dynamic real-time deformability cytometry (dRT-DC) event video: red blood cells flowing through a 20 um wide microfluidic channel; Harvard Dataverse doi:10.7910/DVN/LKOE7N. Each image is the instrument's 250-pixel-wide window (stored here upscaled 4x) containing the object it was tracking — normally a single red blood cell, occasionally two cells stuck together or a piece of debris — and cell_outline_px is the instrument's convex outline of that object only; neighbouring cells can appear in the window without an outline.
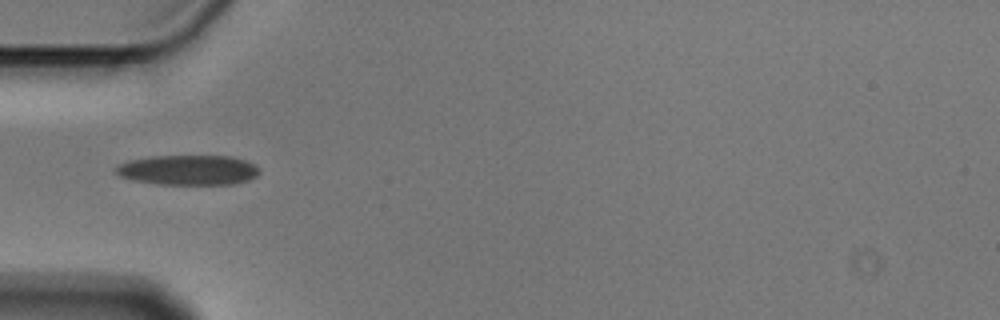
{"species": "Egyptian fruit bat (a non-hibernating species)", "species_latin": "Rousettus aegyptiacus", "temperature_condition": "cold", "stored_images_in_passage": 6, "camera_frame_rate_fps": 3000, "um_per_image_px": 0.085, "animal": {"sex": "male"}, "frame": {"image": 1, "passage_image": 4, "time_ms": 1.0, "image_size_px": [1000, 320], "cell_outline_px": [[260, 172], [256, 176], [248, 180], [236, 184], [156, 184], [132, 180], [120, 176], [112, 168], [116, 164], [128, 160], [152, 156], [228, 156], [244, 160], [260, 168]], "centroid_in_image_um": [15.94, 14.45], "position_along_channel_um": 69.1, "area_um2": 25.26}}
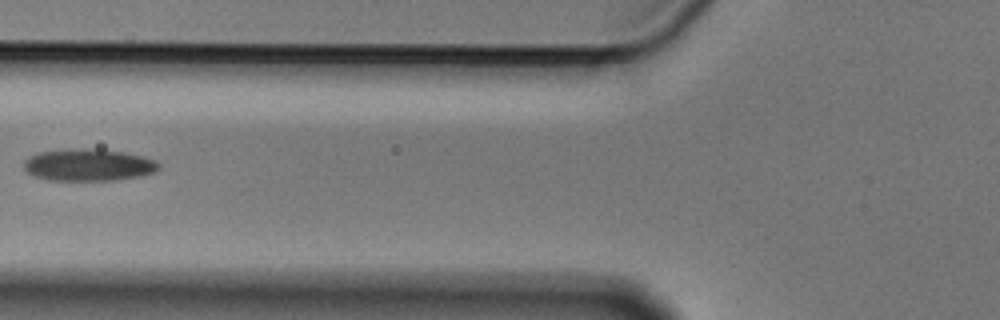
{"frame": {"image": 2, "passage_image": 5, "time_ms": 1.333, "image_size_px": [1000, 320], "cell_outline_px": [[160, 168], [156, 172], [140, 176], [116, 180], [48, 180], [36, 176], [28, 172], [24, 168], [24, 160], [28, 156], [40, 152], [80, 148], [124, 152], [144, 156], [156, 160], [160, 164]], "centroid_in_image_um": [7.56, 14.02], "position_along_channel_um": 118.2, "area_um2": 25.14}}
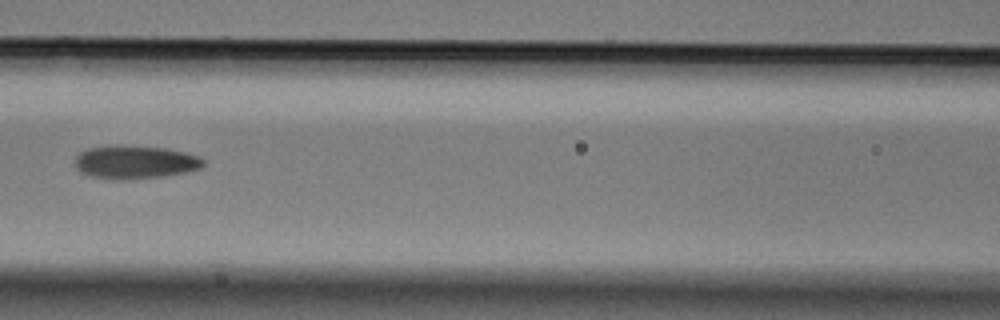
{"frame": {"image": 3, "passage_image": 6, "time_ms": 1.667, "image_size_px": [1000, 320], "cell_outline_px": [[204, 164], [200, 168], [188, 172], [164, 176], [124, 180], [112, 180], [92, 176], [80, 172], [76, 168], [76, 156], [80, 152], [88, 148], [112, 144], [168, 148], [200, 156], [204, 160]], "centroid_in_image_um": [11.48, 13.77], "position_along_channel_um": 155.1, "area_um2": 25.26}}